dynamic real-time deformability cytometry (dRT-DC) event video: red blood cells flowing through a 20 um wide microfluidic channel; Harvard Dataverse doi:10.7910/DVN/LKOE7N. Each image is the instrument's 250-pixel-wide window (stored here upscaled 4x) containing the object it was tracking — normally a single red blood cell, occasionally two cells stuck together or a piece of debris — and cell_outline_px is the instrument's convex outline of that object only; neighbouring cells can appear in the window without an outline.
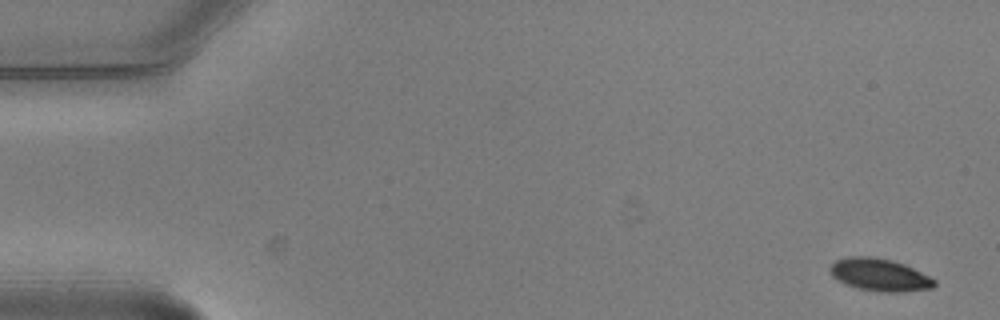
{"species": "common noctule bat (a hibernating species)", "species_latin": "Nyctalus noctula", "temperature_condition": "warm", "stored_images_in_passage": 4, "camera_frame_rate_fps": 3000, "um_per_image_px": 0.085, "animal": {"sex": "male", "body_mass_g": 20.5, "forearm_length_mm": 52.5}, "frame": {"image": 1, "passage_image": 1, "time_ms": 0.0, "image_size_px": [1000, 320], "cell_outline_px": [[936, 284], [932, 288], [900, 292], [880, 292], [856, 288], [836, 280], [832, 276], [828, 268], [836, 260], [848, 256], [872, 256], [892, 260], [904, 264], [936, 280]], "centroid_in_image_um": [74.72, 23.36], "position_along_channel_um": 10.3, "area_um2": 19.83}}
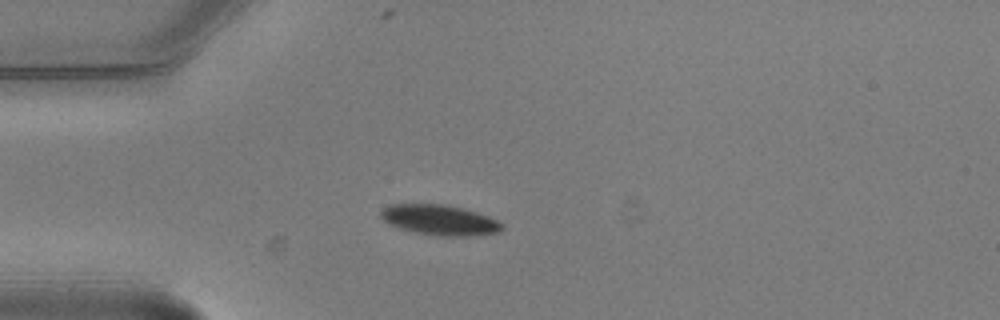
{"frame": {"image": 2, "passage_image": 4, "time_ms": 1.0, "image_size_px": [1000, 320], "cell_outline_px": [[504, 228], [500, 232], [468, 236], [440, 236], [416, 232], [400, 228], [384, 220], [380, 216], [380, 212], [388, 204], [444, 204], [476, 212], [488, 216], [504, 224]], "centroid_in_image_um": [37.39, 18.7], "position_along_channel_um": 47.6, "area_um2": 21.21}}